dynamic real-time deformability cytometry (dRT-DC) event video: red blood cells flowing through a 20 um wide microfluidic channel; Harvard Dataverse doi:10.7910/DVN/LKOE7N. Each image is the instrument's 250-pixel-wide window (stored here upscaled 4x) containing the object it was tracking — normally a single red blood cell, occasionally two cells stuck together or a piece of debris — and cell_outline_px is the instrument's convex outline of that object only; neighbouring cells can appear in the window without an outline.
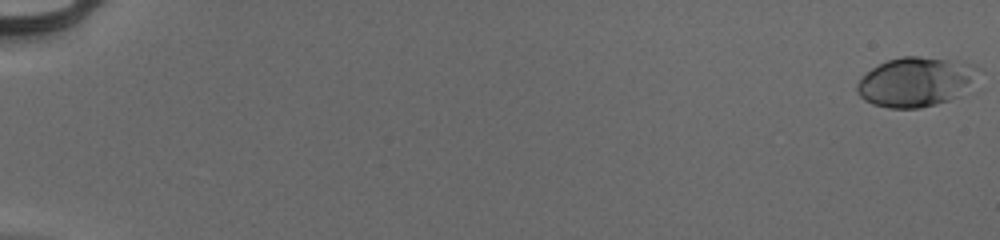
{"species": "human", "species_latin": "Homo sapiens", "temperature_condition": "cold", "stored_images_in_passage": 55, "camera_frame_rate_fps": 3000, "um_per_image_px": 0.085, "donor": {"sex": "male"}, "frame": {"image": 1, "passage_image": 1, "time_ms": 0.0, "image_size_px": [1000, 240], "cell_outline_px": [[980, 68], [948, 100], [936, 104], [916, 108], [892, 108], [872, 104], [864, 100], [860, 96], [856, 88], [856, 84], [872, 68], [888, 60], [900, 56], [920, 56], [956, 60], [976, 64]], "centroid_in_image_um": [77.72, 6.93], "position_along_channel_um": 7.3, "area_um2": 33.76}}
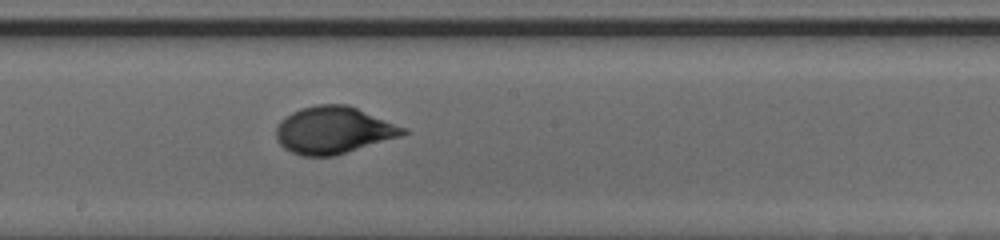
{"frame": {"image": 2, "passage_image": 33, "time_ms": 10.667, "image_size_px": [1000, 240], "cell_outline_px": [[408, 132], [400, 136], [336, 156], [304, 156], [292, 152], [284, 148], [276, 140], [276, 128], [280, 120], [292, 112], [300, 108], [316, 104], [348, 104], [408, 128]], "centroid_in_image_um": [28.35, 11.06], "position_along_channel_um": 219.8, "area_um2": 35.08}}
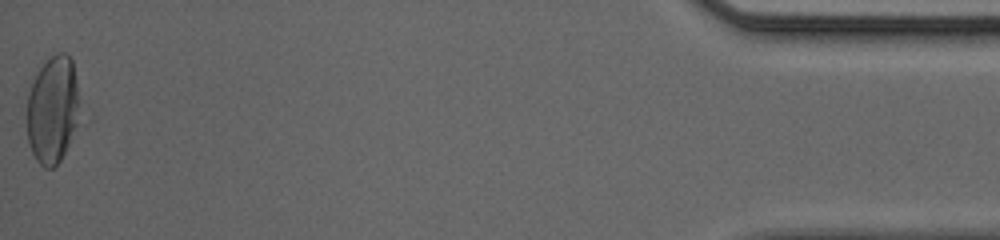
{"frame": {"image": 3, "passage_image": 55, "time_ms": 18.0, "image_size_px": [1000, 240], "cell_outline_px": [[84, 120], [60, 160], [52, 168], [44, 168], [36, 160], [32, 152], [28, 140], [28, 92], [40, 68], [52, 56], [60, 52], [64, 52], [72, 60]], "centroid_in_image_um": [4.56, 9.37], "position_along_channel_um": 430.6, "area_um2": 33.7}, "authors_computed_cell_mechanics": {"area_um2": 33.0038, "velocity_mm_per_s": 3.9784, "shape_relaxation_time_tau1_ms": 3.6721, "shape_relaxation_time_tau2_ms": null, "deformation_change_tau1": 0.16, "deformation_change_tau2": null}}